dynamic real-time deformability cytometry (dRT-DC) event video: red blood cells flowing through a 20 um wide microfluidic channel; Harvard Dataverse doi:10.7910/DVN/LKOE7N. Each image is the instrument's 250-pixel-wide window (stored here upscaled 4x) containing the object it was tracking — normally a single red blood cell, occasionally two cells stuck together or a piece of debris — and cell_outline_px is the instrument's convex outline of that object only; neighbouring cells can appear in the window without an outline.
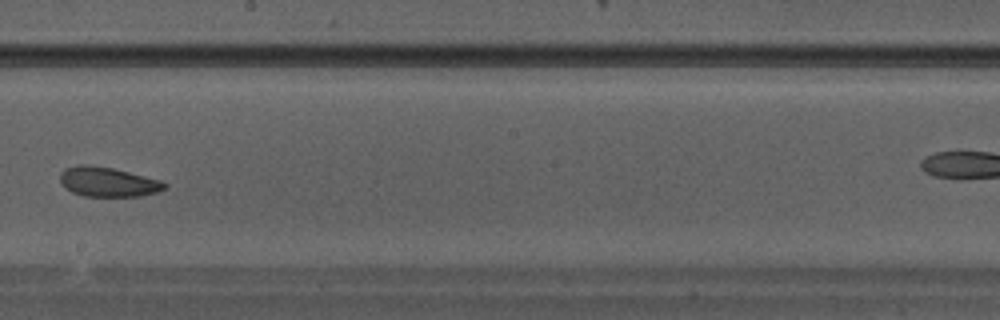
{"species": "Egyptian fruit bat (a non-hibernating species)", "species_latin": "Rousettus aegyptiacus", "temperature_condition": "warm", "stored_images_in_passage": 34, "camera_frame_rate_fps": 3000, "um_per_image_px": 0.085, "animal": {"sex": "male"}, "frame": {"image": 1, "passage_image": 19, "time_ms": 6.0, "image_size_px": [1000, 320], "cell_outline_px": [[168, 188], [160, 192], [140, 196], [84, 196], [72, 192], [60, 180], [60, 172], [64, 168], [80, 164], [88, 164], [112, 168], [160, 180], [168, 184]], "centroid_in_image_um": [9.21, 15.46], "position_along_channel_um": 239.0, "area_um2": 18.03}}